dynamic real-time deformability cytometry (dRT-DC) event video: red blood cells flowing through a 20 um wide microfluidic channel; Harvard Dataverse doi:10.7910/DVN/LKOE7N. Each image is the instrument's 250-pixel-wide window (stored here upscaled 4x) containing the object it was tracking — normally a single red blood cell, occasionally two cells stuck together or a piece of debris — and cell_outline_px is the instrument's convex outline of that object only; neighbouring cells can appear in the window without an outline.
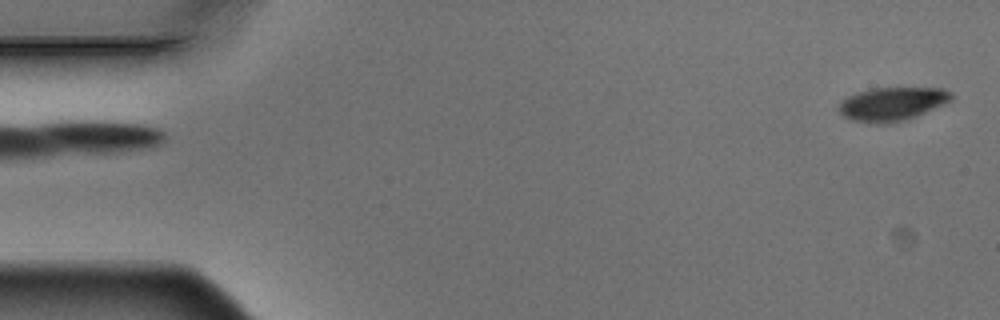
{"species": "Egyptian fruit bat (a non-hibernating species)", "species_latin": "Rousettus aegyptiacus", "temperature_condition": "warm", "stored_images_in_passage": 4, "segment_of_instrument_passage": [2, 2], "camera_frame_rate_fps": 3000, "um_per_image_px": 0.085, "animal": {"sex": "male"}, "frame": {"image": 1, "passage_image": 4, "time_ms": 1.0, "image_size_px": [1000, 320], "cell_outline_px": [[952, 100], [944, 104], [916, 116], [904, 120], [888, 124], [876, 124], [852, 120], [844, 116], [840, 112], [840, 104], [848, 96], [872, 88], [944, 88], [952, 92]], "centroid_in_image_um": [75.87, 8.84], "position_along_channel_um": 9.1, "area_um2": 21.79}}